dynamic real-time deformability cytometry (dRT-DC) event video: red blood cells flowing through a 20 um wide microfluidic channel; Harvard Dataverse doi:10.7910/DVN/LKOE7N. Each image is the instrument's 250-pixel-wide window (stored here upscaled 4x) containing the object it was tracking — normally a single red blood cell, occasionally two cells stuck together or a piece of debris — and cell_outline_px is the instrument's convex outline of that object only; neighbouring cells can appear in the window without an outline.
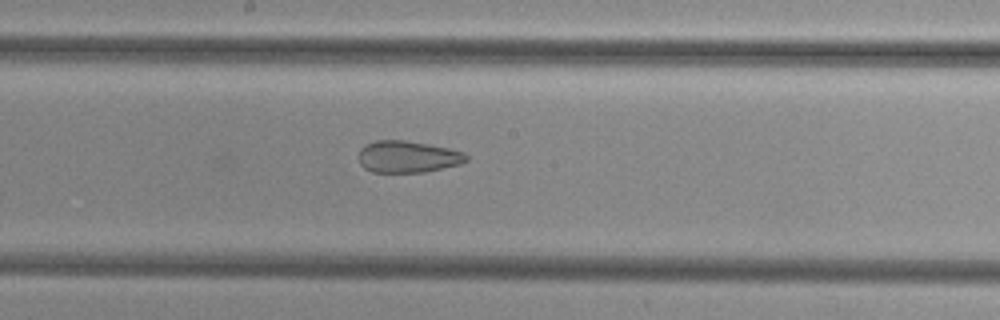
{"species": "common noctule bat (a hibernating species)", "species_latin": "Nyctalus noctula", "temperature_condition": "cold", "stored_images_in_passage": 27, "camera_frame_rate_fps": 3000, "um_per_image_px": 0.085, "animal": {"sex": "female", "body_mass_g": 29.2, "forearm_length_mm": 56.3}, "frame": {"image": 1, "passage_image": 27, "time_ms": 8.667, "image_size_px": [1000, 320], "cell_outline_px": [[468, 160], [460, 164], [424, 172], [372, 172], [364, 168], [360, 164], [360, 148], [364, 144], [376, 140], [404, 140], [428, 144], [448, 148], [464, 152], [468, 156]], "centroid_in_image_um": [34.65, 13.32], "position_along_channel_um": 213.6, "area_um2": 19.94}}